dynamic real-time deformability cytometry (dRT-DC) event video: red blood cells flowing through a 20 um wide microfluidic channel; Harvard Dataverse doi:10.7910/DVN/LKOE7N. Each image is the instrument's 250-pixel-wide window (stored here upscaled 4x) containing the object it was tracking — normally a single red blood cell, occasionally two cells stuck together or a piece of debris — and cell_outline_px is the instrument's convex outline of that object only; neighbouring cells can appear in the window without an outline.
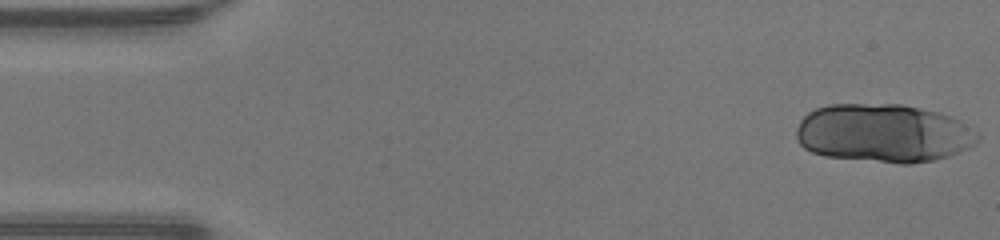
{"species": "human", "species_latin": "Homo sapiens", "temperature_condition": "warm", "stored_images_in_passage": 29, "camera_frame_rate_fps": 3000, "um_per_image_px": 0.085, "donor": {"sex": "male"}, "frame": {"image": 1, "passage_image": 1, "time_ms": 0.0, "image_size_px": [1000, 240], "cell_outline_px": [[980, 140], [976, 144], [968, 148], [948, 156], [932, 160], [912, 164], [900, 164], [824, 156], [812, 152], [804, 148], [796, 140], [796, 128], [800, 120], [808, 112], [816, 108], [828, 104], [904, 104], [940, 112], [952, 116], [960, 120], [980, 132]], "centroid_in_image_um": [75.12, 11.32], "position_along_channel_um": 9.9, "area_um2": 62.66}}
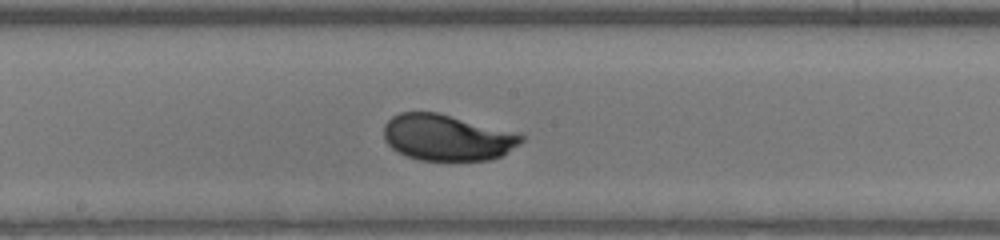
{"frame": {"image": 2, "passage_image": 13, "time_ms": 4.0, "image_size_px": [1000, 240], "cell_outline_px": [[524, 140], [520, 144], [500, 156], [488, 160], [420, 160], [396, 152], [384, 140], [384, 124], [392, 116], [400, 112], [436, 112], [520, 132], [524, 136]], "centroid_in_image_um": [38.02, 11.68], "position_along_channel_um": 210.2, "area_um2": 37.22}}
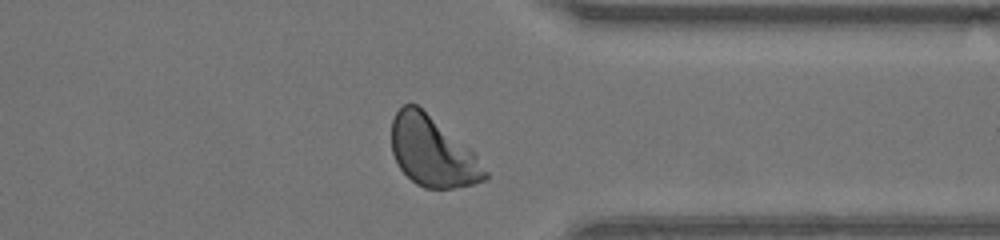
{"frame": {"image": 3, "passage_image": 25, "time_ms": 8.0, "image_size_px": [1000, 240], "cell_outline_px": [[488, 176], [484, 180], [472, 184], [452, 188], [424, 188], [416, 184], [400, 168], [392, 152], [392, 120], [396, 112], [404, 104], [416, 104], [472, 148], [476, 152], [488, 172]], "centroid_in_image_um": [36.8, 12.88], "position_along_channel_um": 374.6, "area_um2": 38.21}, "authors_computed_cell_mechanics": {"area_um2": 37.5122, "velocity_mm_per_s": 4.2598, "shape_relaxation_time_tau1_ms": 2.6665, "shape_relaxation_time_tau2_ms": null, "deformation_change_tau1": 0.1415, "deformation_change_tau2": null}}